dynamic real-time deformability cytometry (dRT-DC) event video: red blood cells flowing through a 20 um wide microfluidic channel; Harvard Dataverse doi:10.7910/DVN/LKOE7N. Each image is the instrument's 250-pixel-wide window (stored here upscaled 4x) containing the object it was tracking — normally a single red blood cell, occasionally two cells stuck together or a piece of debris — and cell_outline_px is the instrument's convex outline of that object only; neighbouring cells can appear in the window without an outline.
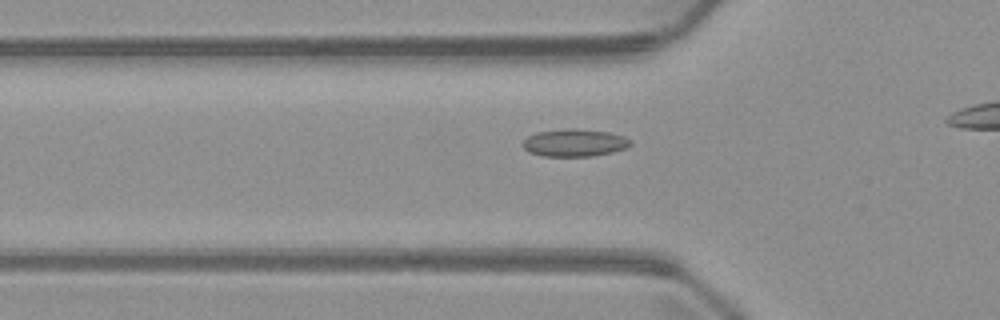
{"species": "common noctule bat (a hibernating species)", "species_latin": "Nyctalus noctula", "temperature_condition": "warm", "stored_images_in_passage": 4, "camera_frame_rate_fps": 3000, "um_per_image_px": 0.085, "animal": {"sex": "male", "body_mass_g": 23.1, "forearm_length_mm": 52.7}, "frame": {"image": 1, "passage_image": 4, "time_ms": 3.667, "image_size_px": [1000, 320], "cell_outline_px": [[632, 144], [628, 148], [612, 152], [592, 156], [540, 156], [528, 152], [520, 144], [528, 136], [536, 132], [568, 128], [576, 128], [608, 132], [624, 136], [632, 140]], "centroid_in_image_um": [48.83, 12.13], "position_along_channel_um": 77.0, "area_um2": 17.51}}